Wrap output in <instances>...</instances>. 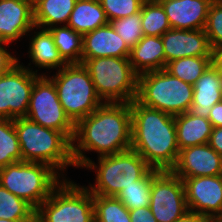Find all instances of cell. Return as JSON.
Listing matches in <instances>:
<instances>
[{
	"label": "cell",
	"mask_w": 222,
	"mask_h": 222,
	"mask_svg": "<svg viewBox=\"0 0 222 222\" xmlns=\"http://www.w3.org/2000/svg\"><path fill=\"white\" fill-rule=\"evenodd\" d=\"M129 55L130 48L110 23L83 35L82 60Z\"/></svg>",
	"instance_id": "18"
},
{
	"label": "cell",
	"mask_w": 222,
	"mask_h": 222,
	"mask_svg": "<svg viewBox=\"0 0 222 222\" xmlns=\"http://www.w3.org/2000/svg\"><path fill=\"white\" fill-rule=\"evenodd\" d=\"M48 77L56 87L65 113L74 124L103 104L83 64H67Z\"/></svg>",
	"instance_id": "8"
},
{
	"label": "cell",
	"mask_w": 222,
	"mask_h": 222,
	"mask_svg": "<svg viewBox=\"0 0 222 222\" xmlns=\"http://www.w3.org/2000/svg\"><path fill=\"white\" fill-rule=\"evenodd\" d=\"M141 27L144 36H162L171 29L165 10L157 0H146L143 3Z\"/></svg>",
	"instance_id": "28"
},
{
	"label": "cell",
	"mask_w": 222,
	"mask_h": 222,
	"mask_svg": "<svg viewBox=\"0 0 222 222\" xmlns=\"http://www.w3.org/2000/svg\"><path fill=\"white\" fill-rule=\"evenodd\" d=\"M208 144L222 157V127L212 129Z\"/></svg>",
	"instance_id": "37"
},
{
	"label": "cell",
	"mask_w": 222,
	"mask_h": 222,
	"mask_svg": "<svg viewBox=\"0 0 222 222\" xmlns=\"http://www.w3.org/2000/svg\"><path fill=\"white\" fill-rule=\"evenodd\" d=\"M109 22L139 12L146 0H99Z\"/></svg>",
	"instance_id": "34"
},
{
	"label": "cell",
	"mask_w": 222,
	"mask_h": 222,
	"mask_svg": "<svg viewBox=\"0 0 222 222\" xmlns=\"http://www.w3.org/2000/svg\"><path fill=\"white\" fill-rule=\"evenodd\" d=\"M179 150L207 144L213 126L206 117H198L189 111L174 116Z\"/></svg>",
	"instance_id": "21"
},
{
	"label": "cell",
	"mask_w": 222,
	"mask_h": 222,
	"mask_svg": "<svg viewBox=\"0 0 222 222\" xmlns=\"http://www.w3.org/2000/svg\"><path fill=\"white\" fill-rule=\"evenodd\" d=\"M36 209L0 185V219H34Z\"/></svg>",
	"instance_id": "31"
},
{
	"label": "cell",
	"mask_w": 222,
	"mask_h": 222,
	"mask_svg": "<svg viewBox=\"0 0 222 222\" xmlns=\"http://www.w3.org/2000/svg\"><path fill=\"white\" fill-rule=\"evenodd\" d=\"M136 100L172 116L188 112L193 101V85L172 76L165 69L138 75Z\"/></svg>",
	"instance_id": "6"
},
{
	"label": "cell",
	"mask_w": 222,
	"mask_h": 222,
	"mask_svg": "<svg viewBox=\"0 0 222 222\" xmlns=\"http://www.w3.org/2000/svg\"><path fill=\"white\" fill-rule=\"evenodd\" d=\"M77 0H40L33 6L35 27L49 29L58 24L67 25Z\"/></svg>",
	"instance_id": "24"
},
{
	"label": "cell",
	"mask_w": 222,
	"mask_h": 222,
	"mask_svg": "<svg viewBox=\"0 0 222 222\" xmlns=\"http://www.w3.org/2000/svg\"><path fill=\"white\" fill-rule=\"evenodd\" d=\"M32 6L38 3L40 0H27Z\"/></svg>",
	"instance_id": "44"
},
{
	"label": "cell",
	"mask_w": 222,
	"mask_h": 222,
	"mask_svg": "<svg viewBox=\"0 0 222 222\" xmlns=\"http://www.w3.org/2000/svg\"><path fill=\"white\" fill-rule=\"evenodd\" d=\"M48 30L62 59L67 64H81L83 35L67 25L53 26Z\"/></svg>",
	"instance_id": "25"
},
{
	"label": "cell",
	"mask_w": 222,
	"mask_h": 222,
	"mask_svg": "<svg viewBox=\"0 0 222 222\" xmlns=\"http://www.w3.org/2000/svg\"><path fill=\"white\" fill-rule=\"evenodd\" d=\"M103 103H130L136 99L138 74L129 57H99L81 60Z\"/></svg>",
	"instance_id": "5"
},
{
	"label": "cell",
	"mask_w": 222,
	"mask_h": 222,
	"mask_svg": "<svg viewBox=\"0 0 222 222\" xmlns=\"http://www.w3.org/2000/svg\"><path fill=\"white\" fill-rule=\"evenodd\" d=\"M150 209L157 222H175L189 210L184 184L171 171H160L152 180Z\"/></svg>",
	"instance_id": "12"
},
{
	"label": "cell",
	"mask_w": 222,
	"mask_h": 222,
	"mask_svg": "<svg viewBox=\"0 0 222 222\" xmlns=\"http://www.w3.org/2000/svg\"><path fill=\"white\" fill-rule=\"evenodd\" d=\"M0 222H33V219H22V220L0 219Z\"/></svg>",
	"instance_id": "42"
},
{
	"label": "cell",
	"mask_w": 222,
	"mask_h": 222,
	"mask_svg": "<svg viewBox=\"0 0 222 222\" xmlns=\"http://www.w3.org/2000/svg\"><path fill=\"white\" fill-rule=\"evenodd\" d=\"M221 94L222 74L212 63L193 85V101L189 112L208 118L212 106L221 102Z\"/></svg>",
	"instance_id": "19"
},
{
	"label": "cell",
	"mask_w": 222,
	"mask_h": 222,
	"mask_svg": "<svg viewBox=\"0 0 222 222\" xmlns=\"http://www.w3.org/2000/svg\"><path fill=\"white\" fill-rule=\"evenodd\" d=\"M165 10L173 29H204L214 0H157Z\"/></svg>",
	"instance_id": "17"
},
{
	"label": "cell",
	"mask_w": 222,
	"mask_h": 222,
	"mask_svg": "<svg viewBox=\"0 0 222 222\" xmlns=\"http://www.w3.org/2000/svg\"><path fill=\"white\" fill-rule=\"evenodd\" d=\"M109 24L99 0H77L67 26L84 35Z\"/></svg>",
	"instance_id": "23"
},
{
	"label": "cell",
	"mask_w": 222,
	"mask_h": 222,
	"mask_svg": "<svg viewBox=\"0 0 222 222\" xmlns=\"http://www.w3.org/2000/svg\"><path fill=\"white\" fill-rule=\"evenodd\" d=\"M171 172L179 178L222 175V157L208 143L187 147L179 150Z\"/></svg>",
	"instance_id": "14"
},
{
	"label": "cell",
	"mask_w": 222,
	"mask_h": 222,
	"mask_svg": "<svg viewBox=\"0 0 222 222\" xmlns=\"http://www.w3.org/2000/svg\"><path fill=\"white\" fill-rule=\"evenodd\" d=\"M204 31L212 51L222 47V0H214L212 2Z\"/></svg>",
	"instance_id": "33"
},
{
	"label": "cell",
	"mask_w": 222,
	"mask_h": 222,
	"mask_svg": "<svg viewBox=\"0 0 222 222\" xmlns=\"http://www.w3.org/2000/svg\"><path fill=\"white\" fill-rule=\"evenodd\" d=\"M212 63L222 74V47L213 50Z\"/></svg>",
	"instance_id": "40"
},
{
	"label": "cell",
	"mask_w": 222,
	"mask_h": 222,
	"mask_svg": "<svg viewBox=\"0 0 222 222\" xmlns=\"http://www.w3.org/2000/svg\"><path fill=\"white\" fill-rule=\"evenodd\" d=\"M9 44L0 42V75L7 72L15 63L18 58L14 57L11 52L6 49Z\"/></svg>",
	"instance_id": "35"
},
{
	"label": "cell",
	"mask_w": 222,
	"mask_h": 222,
	"mask_svg": "<svg viewBox=\"0 0 222 222\" xmlns=\"http://www.w3.org/2000/svg\"><path fill=\"white\" fill-rule=\"evenodd\" d=\"M212 64V56L184 57L166 64L165 70L172 76L194 85Z\"/></svg>",
	"instance_id": "26"
},
{
	"label": "cell",
	"mask_w": 222,
	"mask_h": 222,
	"mask_svg": "<svg viewBox=\"0 0 222 222\" xmlns=\"http://www.w3.org/2000/svg\"><path fill=\"white\" fill-rule=\"evenodd\" d=\"M70 180L63 179L36 209L45 222H95L93 194Z\"/></svg>",
	"instance_id": "9"
},
{
	"label": "cell",
	"mask_w": 222,
	"mask_h": 222,
	"mask_svg": "<svg viewBox=\"0 0 222 222\" xmlns=\"http://www.w3.org/2000/svg\"><path fill=\"white\" fill-rule=\"evenodd\" d=\"M130 109L131 149L152 169L171 171L179 154L174 116L140 104L136 99L130 102Z\"/></svg>",
	"instance_id": "2"
},
{
	"label": "cell",
	"mask_w": 222,
	"mask_h": 222,
	"mask_svg": "<svg viewBox=\"0 0 222 222\" xmlns=\"http://www.w3.org/2000/svg\"><path fill=\"white\" fill-rule=\"evenodd\" d=\"M128 47H134L144 36L141 27V10L125 18L109 22Z\"/></svg>",
	"instance_id": "32"
},
{
	"label": "cell",
	"mask_w": 222,
	"mask_h": 222,
	"mask_svg": "<svg viewBox=\"0 0 222 222\" xmlns=\"http://www.w3.org/2000/svg\"><path fill=\"white\" fill-rule=\"evenodd\" d=\"M181 179L190 212L205 216L222 215V175Z\"/></svg>",
	"instance_id": "13"
},
{
	"label": "cell",
	"mask_w": 222,
	"mask_h": 222,
	"mask_svg": "<svg viewBox=\"0 0 222 222\" xmlns=\"http://www.w3.org/2000/svg\"><path fill=\"white\" fill-rule=\"evenodd\" d=\"M131 129L130 103H103L75 124L71 141L75 168L83 169L91 160L85 152L93 151L100 157L131 149Z\"/></svg>",
	"instance_id": "1"
},
{
	"label": "cell",
	"mask_w": 222,
	"mask_h": 222,
	"mask_svg": "<svg viewBox=\"0 0 222 222\" xmlns=\"http://www.w3.org/2000/svg\"><path fill=\"white\" fill-rule=\"evenodd\" d=\"M131 222H157L150 207L129 210Z\"/></svg>",
	"instance_id": "36"
},
{
	"label": "cell",
	"mask_w": 222,
	"mask_h": 222,
	"mask_svg": "<svg viewBox=\"0 0 222 222\" xmlns=\"http://www.w3.org/2000/svg\"><path fill=\"white\" fill-rule=\"evenodd\" d=\"M38 71L20 64L18 58L0 75V119L26 117L34 82L41 75Z\"/></svg>",
	"instance_id": "11"
},
{
	"label": "cell",
	"mask_w": 222,
	"mask_h": 222,
	"mask_svg": "<svg viewBox=\"0 0 222 222\" xmlns=\"http://www.w3.org/2000/svg\"><path fill=\"white\" fill-rule=\"evenodd\" d=\"M33 222H45L37 213H35Z\"/></svg>",
	"instance_id": "43"
},
{
	"label": "cell",
	"mask_w": 222,
	"mask_h": 222,
	"mask_svg": "<svg viewBox=\"0 0 222 222\" xmlns=\"http://www.w3.org/2000/svg\"><path fill=\"white\" fill-rule=\"evenodd\" d=\"M14 126L22 161L45 163L55 169L62 179L66 178L63 174L66 167H75L71 141L62 132L43 127L26 117L14 119Z\"/></svg>",
	"instance_id": "3"
},
{
	"label": "cell",
	"mask_w": 222,
	"mask_h": 222,
	"mask_svg": "<svg viewBox=\"0 0 222 222\" xmlns=\"http://www.w3.org/2000/svg\"><path fill=\"white\" fill-rule=\"evenodd\" d=\"M206 216L188 211L182 218L175 222H205Z\"/></svg>",
	"instance_id": "39"
},
{
	"label": "cell",
	"mask_w": 222,
	"mask_h": 222,
	"mask_svg": "<svg viewBox=\"0 0 222 222\" xmlns=\"http://www.w3.org/2000/svg\"><path fill=\"white\" fill-rule=\"evenodd\" d=\"M31 32L28 55L35 67L59 70L67 63L62 59L48 29L37 28Z\"/></svg>",
	"instance_id": "22"
},
{
	"label": "cell",
	"mask_w": 222,
	"mask_h": 222,
	"mask_svg": "<svg viewBox=\"0 0 222 222\" xmlns=\"http://www.w3.org/2000/svg\"><path fill=\"white\" fill-rule=\"evenodd\" d=\"M61 177L51 166L40 162L21 161L0 168V185L35 209L63 181Z\"/></svg>",
	"instance_id": "7"
},
{
	"label": "cell",
	"mask_w": 222,
	"mask_h": 222,
	"mask_svg": "<svg viewBox=\"0 0 222 222\" xmlns=\"http://www.w3.org/2000/svg\"><path fill=\"white\" fill-rule=\"evenodd\" d=\"M22 161L14 120L0 119V168Z\"/></svg>",
	"instance_id": "29"
},
{
	"label": "cell",
	"mask_w": 222,
	"mask_h": 222,
	"mask_svg": "<svg viewBox=\"0 0 222 222\" xmlns=\"http://www.w3.org/2000/svg\"><path fill=\"white\" fill-rule=\"evenodd\" d=\"M166 64L184 57L212 56L208 37L204 29H169L162 36Z\"/></svg>",
	"instance_id": "15"
},
{
	"label": "cell",
	"mask_w": 222,
	"mask_h": 222,
	"mask_svg": "<svg viewBox=\"0 0 222 222\" xmlns=\"http://www.w3.org/2000/svg\"><path fill=\"white\" fill-rule=\"evenodd\" d=\"M159 172L160 170L152 169L143 179L125 187L117 198L128 210L149 207L152 180Z\"/></svg>",
	"instance_id": "27"
},
{
	"label": "cell",
	"mask_w": 222,
	"mask_h": 222,
	"mask_svg": "<svg viewBox=\"0 0 222 222\" xmlns=\"http://www.w3.org/2000/svg\"><path fill=\"white\" fill-rule=\"evenodd\" d=\"M129 61L138 75L165 69V54L161 36H143L130 49Z\"/></svg>",
	"instance_id": "20"
},
{
	"label": "cell",
	"mask_w": 222,
	"mask_h": 222,
	"mask_svg": "<svg viewBox=\"0 0 222 222\" xmlns=\"http://www.w3.org/2000/svg\"><path fill=\"white\" fill-rule=\"evenodd\" d=\"M205 222H222V215L206 216Z\"/></svg>",
	"instance_id": "41"
},
{
	"label": "cell",
	"mask_w": 222,
	"mask_h": 222,
	"mask_svg": "<svg viewBox=\"0 0 222 222\" xmlns=\"http://www.w3.org/2000/svg\"><path fill=\"white\" fill-rule=\"evenodd\" d=\"M35 28L33 6L27 0H0V42L13 44Z\"/></svg>",
	"instance_id": "16"
},
{
	"label": "cell",
	"mask_w": 222,
	"mask_h": 222,
	"mask_svg": "<svg viewBox=\"0 0 222 222\" xmlns=\"http://www.w3.org/2000/svg\"><path fill=\"white\" fill-rule=\"evenodd\" d=\"M98 164L90 160L83 168L96 170L95 184L85 186L93 195L117 197L135 181L143 179L152 168L134 150L98 157Z\"/></svg>",
	"instance_id": "4"
},
{
	"label": "cell",
	"mask_w": 222,
	"mask_h": 222,
	"mask_svg": "<svg viewBox=\"0 0 222 222\" xmlns=\"http://www.w3.org/2000/svg\"><path fill=\"white\" fill-rule=\"evenodd\" d=\"M26 118L53 130L62 132L72 141L75 124L65 113L53 81L42 73L34 82Z\"/></svg>",
	"instance_id": "10"
},
{
	"label": "cell",
	"mask_w": 222,
	"mask_h": 222,
	"mask_svg": "<svg viewBox=\"0 0 222 222\" xmlns=\"http://www.w3.org/2000/svg\"><path fill=\"white\" fill-rule=\"evenodd\" d=\"M95 222H131L129 210L117 197L93 195Z\"/></svg>",
	"instance_id": "30"
},
{
	"label": "cell",
	"mask_w": 222,
	"mask_h": 222,
	"mask_svg": "<svg viewBox=\"0 0 222 222\" xmlns=\"http://www.w3.org/2000/svg\"><path fill=\"white\" fill-rule=\"evenodd\" d=\"M208 119L213 128L222 127V101L212 106Z\"/></svg>",
	"instance_id": "38"
}]
</instances>
